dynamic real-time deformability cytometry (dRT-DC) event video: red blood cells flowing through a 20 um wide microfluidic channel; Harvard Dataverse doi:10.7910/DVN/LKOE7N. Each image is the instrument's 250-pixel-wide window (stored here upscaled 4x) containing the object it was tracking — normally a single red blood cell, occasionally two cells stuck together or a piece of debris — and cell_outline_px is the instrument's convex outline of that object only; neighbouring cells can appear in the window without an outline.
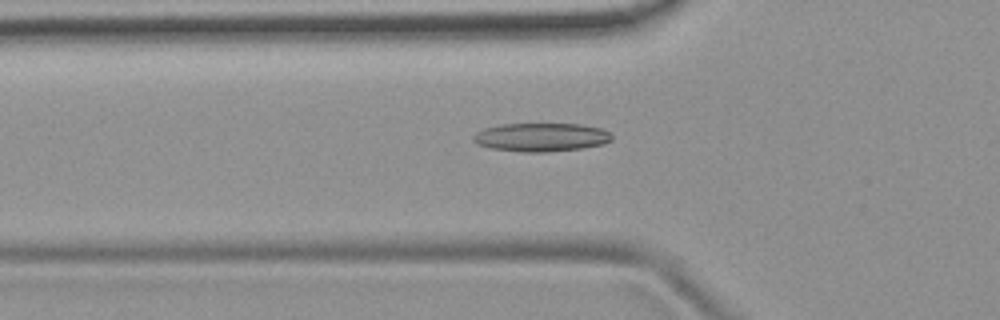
{"species": "common noctule bat (a hibernating species)", "species_latin": "Nyctalus noctula", "temperature_condition": "room temperature", "stored_images_in_passage": 42, "camera_frame_rate_fps": 3000, "um_per_image_px": 0.085, "animal": {"sex": "female", "body_mass_g": 19.9}, "frame": {"image": 1, "passage_image": 8, "time_ms": 2.333, "image_size_px": [1000, 320], "cell_outline_px": [[612, 140], [604, 144], [580, 148], [548, 152], [520, 152], [488, 148], [476, 144], [472, 140], [472, 136], [476, 132], [484, 128], [500, 124], [580, 124], [600, 128], [608, 132], [612, 136]], "centroid_in_image_um": [45.94, 11.67], "position_along_channel_um": 79.9, "area_um2": 23.18}}
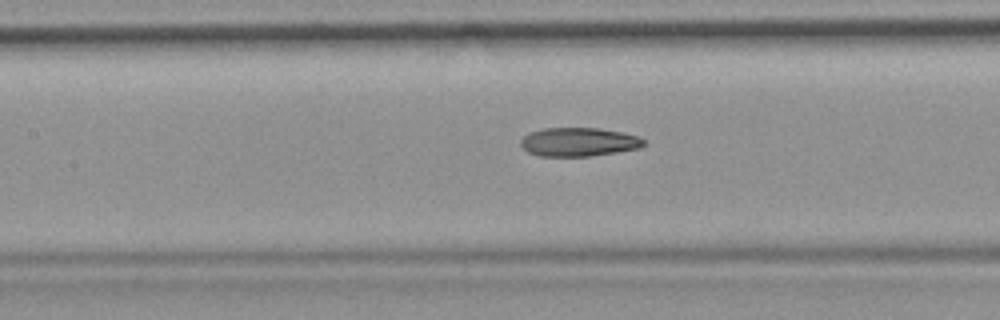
{"frame": {"image": 2, "passage_image": 14, "time_ms": 4.333, "image_size_px": [1000, 320], "cell_outline_px": [[644, 144], [640, 148], [592, 156], [540, 156], [528, 152], [520, 144], [520, 140], [528, 132], [544, 128], [600, 128], [624, 132], [640, 136], [644, 140]], "centroid_in_image_um": [49.2, 12.06], "position_along_channel_um": 158.2, "area_um2": 20.75}}
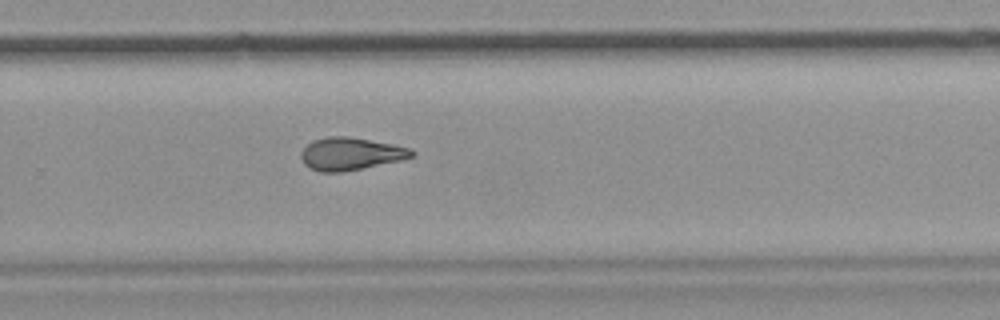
{"frame": {"image": 3, "passage_image": 25, "time_ms": 8.0, "image_size_px": [1000, 320], "cell_outline_px": [[416, 156], [404, 160], [344, 172], [320, 172], [308, 168], [304, 164], [300, 156], [300, 152], [312, 140], [328, 136], [348, 136], [392, 144], [408, 148], [416, 152]], "centroid_in_image_um": [29.81, 13.08], "position_along_channel_um": 300.0, "area_um2": 21.33}, "authors_computed_cell_mechanics": {"area_um2": 21.0103, "velocity_mm_per_s": 3.8871, "shape_relaxation_time_tau1_ms": null, "shape_relaxation_time_tau2_ms": 3.8522, "deformation_change_tau1": null, "deformation_change_tau2": 0.1194}}